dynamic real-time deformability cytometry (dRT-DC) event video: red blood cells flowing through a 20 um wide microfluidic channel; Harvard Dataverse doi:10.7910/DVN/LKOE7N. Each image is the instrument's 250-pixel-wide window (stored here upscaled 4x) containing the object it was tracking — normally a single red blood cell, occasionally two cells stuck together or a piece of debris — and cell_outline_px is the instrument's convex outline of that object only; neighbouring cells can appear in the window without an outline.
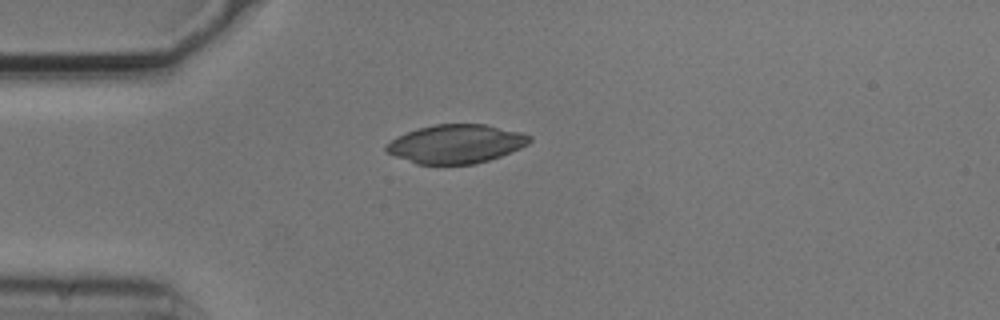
{"species": "common noctule bat (a hibernating species)", "species_latin": "Nyctalus noctula", "temperature_condition": "cold", "stored_images_in_passage": 1, "camera_frame_rate_fps": 3000, "um_per_image_px": 0.085, "animal": {"sex": "male", "body_mass_g": 20.5, "forearm_length_mm": 52.5}, "frame": {"image": 1, "passage_image": 1, "time_ms": 0.0, "image_size_px": [1000, 320], "cell_outline_px": [[532, 140], [528, 144], [520, 148], [500, 156], [476, 164], [416, 164], [384, 152], [384, 148], [392, 140], [408, 132], [420, 128], [436, 124], [484, 124], [520, 132], [532, 136]], "centroid_in_image_um": [38.77, 12.24], "position_along_channel_um": 46.2, "area_um2": 32.08}}